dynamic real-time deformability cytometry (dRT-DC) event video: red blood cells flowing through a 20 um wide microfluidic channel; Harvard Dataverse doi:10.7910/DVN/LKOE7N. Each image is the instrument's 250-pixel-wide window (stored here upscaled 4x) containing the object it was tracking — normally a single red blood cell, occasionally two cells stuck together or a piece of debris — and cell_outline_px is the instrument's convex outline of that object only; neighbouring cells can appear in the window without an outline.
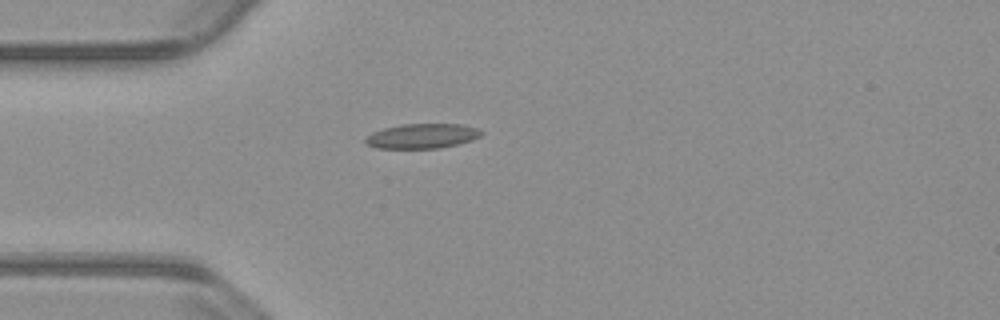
{"species": "common noctule bat (a hibernating species)", "species_latin": "Nyctalus noctula", "temperature_condition": "warm", "stored_images_in_passage": 40, "camera_frame_rate_fps": 3000, "um_per_image_px": 0.085, "animal": {"sex": "male", "body_mass_g": 23.1, "forearm_length_mm": 52.7}, "frame": {"image": 1, "passage_image": 1, "time_ms": 0.0, "image_size_px": [1000, 320], "cell_outline_px": [[484, 132], [480, 136], [472, 140], [460, 144], [440, 148], [376, 148], [364, 144], [364, 140], [372, 132], [384, 128], [400, 124], [460, 124], [476, 128]], "centroid_in_image_um": [35.87, 11.57], "position_along_channel_um": 49.1, "area_um2": 16.82}}
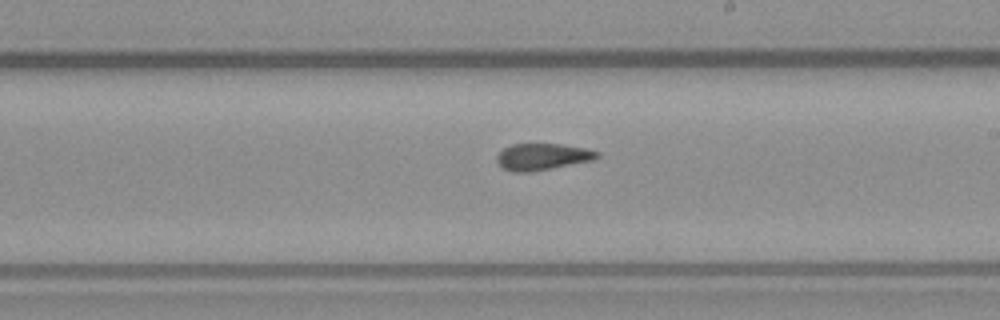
{"frame": {"image": 2, "passage_image": 17, "time_ms": 5.333, "image_size_px": [1000, 320], "cell_outline_px": [[600, 156], [596, 160], [528, 172], [512, 172], [504, 168], [496, 160], [496, 156], [504, 148], [512, 144], [560, 144], [584, 148], [600, 152]], "centroid_in_image_um": [46.13, 13.32], "position_along_channel_um": 242.9, "area_um2": 15.49}}
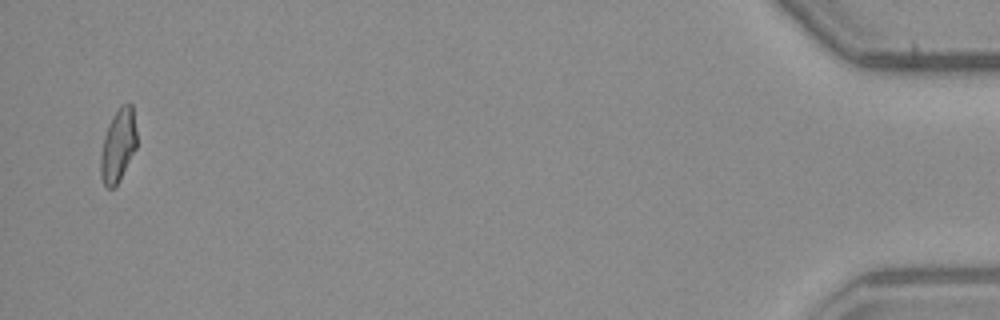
{"frame": {"image": 3, "passage_image": 39, "time_ms": 12.667, "image_size_px": [1000, 320], "cell_outline_px": [[136, 148], [120, 180], [112, 188], [104, 188], [100, 176], [100, 152], [104, 136], [108, 124], [112, 116], [124, 104], [132, 104], [136, 132]], "centroid_in_image_um": [10.01, 12.42], "position_along_channel_um": 425.2, "area_um2": 15.37}, "authors_computed_cell_mechanics": {"area_um2": 15.895, "velocity_mm_per_s": 3.803, "shape_relaxation_time_tau1_ms": null, "shape_relaxation_time_tau2_ms": 2.9229, "deformation_change_tau1": null, "deformation_change_tau2": 0.0875}}